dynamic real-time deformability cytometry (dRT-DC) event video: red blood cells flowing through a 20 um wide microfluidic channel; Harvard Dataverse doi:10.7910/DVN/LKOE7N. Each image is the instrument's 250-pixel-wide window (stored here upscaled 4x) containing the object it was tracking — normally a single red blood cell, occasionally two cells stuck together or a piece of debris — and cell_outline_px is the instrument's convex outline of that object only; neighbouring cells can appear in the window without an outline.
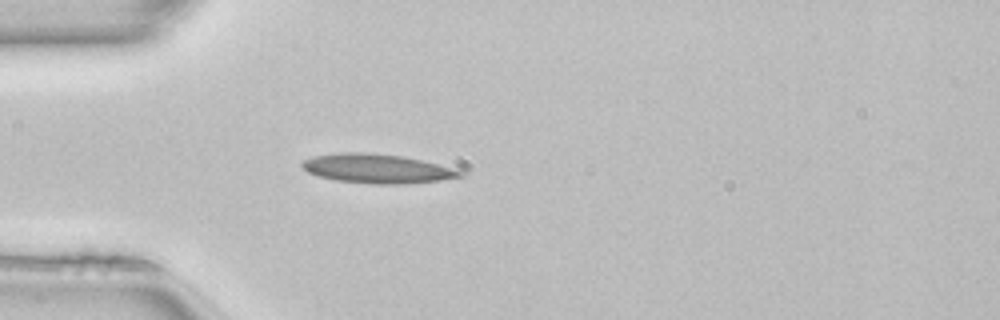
{"species": "common noctule bat (a hibernating species)", "species_latin": "Nyctalus noctula", "temperature_condition": "room temperature", "stored_images_in_passage": 37, "camera_frame_rate_fps": 3000, "um_per_image_px": 0.085, "animal": {"sex": "female", "body_mass_g": 22.7, "forearm_length_mm": 54.2}, "frame": {"image": 1, "passage_image": 1, "time_ms": 0.0, "image_size_px": [1000, 320], "cell_outline_px": [[464, 176], [440, 180], [404, 184], [376, 184], [336, 180], [316, 176], [308, 172], [300, 164], [304, 160], [312, 156], [340, 152], [364, 152], [404, 156], [436, 164], [464, 172]], "centroid_in_image_um": [32.0, 14.33], "position_along_channel_um": 53.0, "area_um2": 26.7}}
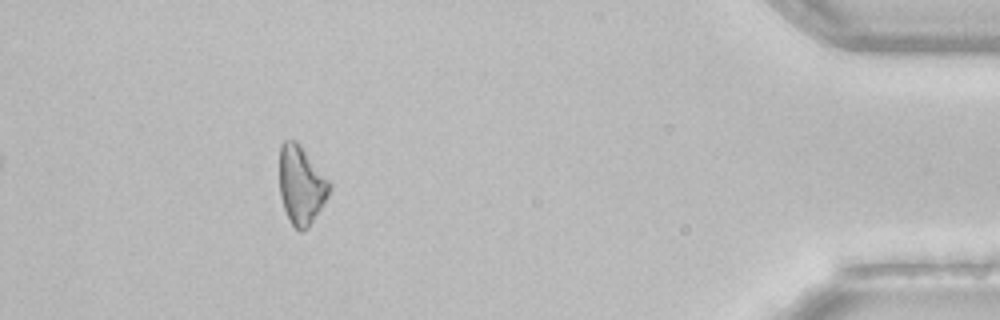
{"frame": {"image": 2, "passage_image": 32, "time_ms": 10.333, "image_size_px": [1000, 320], "cell_outline_px": [[332, 188], [328, 196], [308, 228], [304, 232], [300, 232], [292, 224], [284, 208], [280, 196], [280, 144], [284, 140], [296, 140], [332, 184]], "centroid_in_image_um": [25.6, 15.74], "position_along_channel_um": 409.6, "area_um2": 22.66}}